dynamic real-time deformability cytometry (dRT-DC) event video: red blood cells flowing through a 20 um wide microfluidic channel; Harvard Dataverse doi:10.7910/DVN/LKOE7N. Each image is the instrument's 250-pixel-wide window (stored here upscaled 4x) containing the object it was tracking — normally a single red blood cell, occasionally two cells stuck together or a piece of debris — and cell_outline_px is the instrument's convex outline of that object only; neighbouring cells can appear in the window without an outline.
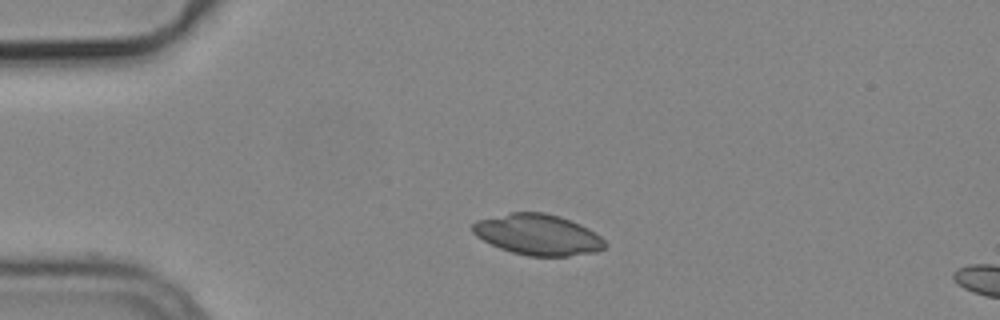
{"species": "common noctule bat (a hibernating species)", "species_latin": "Nyctalus noctula", "temperature_condition": "cold", "stored_images_in_passage": 43, "camera_frame_rate_fps": 3000, "um_per_image_px": 0.085, "animal": {"sex": "male", "body_mass_g": 19.2, "forearm_length_mm": 51.8}, "frame": {"image": 1, "passage_image": 1, "time_ms": 0.0, "image_size_px": [1000, 320], "cell_outline_px": [[608, 244], [604, 248], [596, 252], [568, 256], [528, 256], [512, 252], [500, 248], [476, 236], [472, 232], [472, 224], [476, 220], [512, 212], [544, 212], [560, 216], [580, 224], [588, 228], [600, 236]], "centroid_in_image_um": [45.73, 19.94], "position_along_channel_um": 39.3, "area_um2": 31.5}}